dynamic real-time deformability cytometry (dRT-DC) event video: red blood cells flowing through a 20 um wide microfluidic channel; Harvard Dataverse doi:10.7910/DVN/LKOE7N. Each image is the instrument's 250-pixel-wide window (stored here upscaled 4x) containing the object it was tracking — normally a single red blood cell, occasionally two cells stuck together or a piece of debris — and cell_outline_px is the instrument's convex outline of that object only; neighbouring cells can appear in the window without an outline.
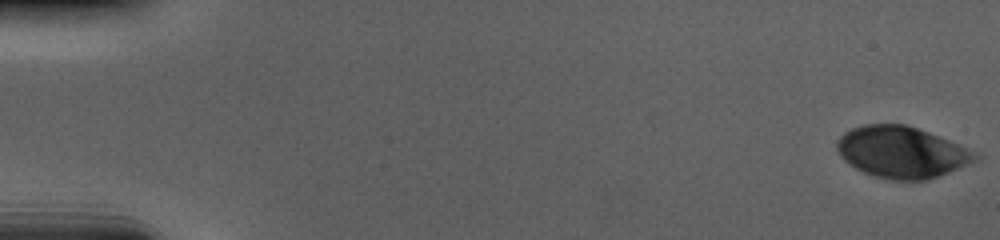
{"species": "human", "species_latin": "Homo sapiens", "temperature_condition": "cold", "stored_images_in_passage": 57, "camera_frame_rate_fps": 3000, "um_per_image_px": 0.085, "donor": {"sex": "male"}, "frame": {"image": 1, "passage_image": 1, "time_ms": 0.0, "image_size_px": [1000, 240], "cell_outline_px": [[980, 156], [976, 160], [968, 164], [948, 172], [924, 180], [892, 180], [876, 176], [864, 172], [848, 164], [840, 156], [836, 148], [836, 140], [844, 132], [852, 128], [864, 124], [904, 124], [928, 132], [948, 140], [976, 152]], "centroid_in_image_um": [76.59, 12.92], "position_along_channel_um": 8.4, "area_um2": 41.1}}
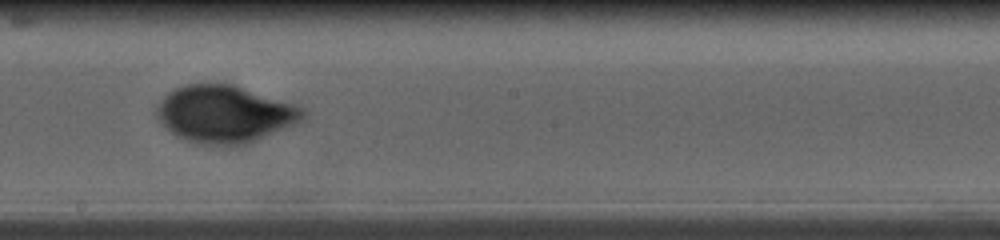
{"frame": {"image": 2, "passage_image": 33, "time_ms": 10.667, "image_size_px": [1000, 240], "cell_outline_px": [[308, 116], [304, 120], [248, 144], [232, 148], [196, 144], [176, 136], [160, 124], [156, 120], [156, 104], [168, 92], [176, 88], [188, 84], [232, 84], [296, 104], [304, 108], [308, 112]], "centroid_in_image_um": [19.1, 9.73], "position_along_channel_um": 229.1, "area_um2": 49.82}}
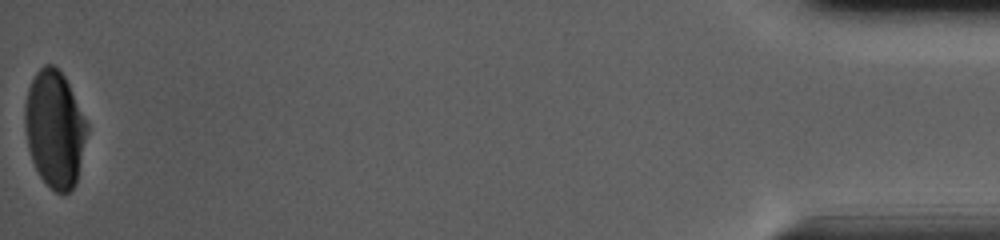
{"frame": {"image": 3, "passage_image": 57, "time_ms": 18.667, "image_size_px": [1000, 240], "cell_outline_px": [[88, 128], [76, 184], [68, 192], [56, 192], [40, 176], [32, 160], [28, 148], [24, 128], [24, 104], [28, 88], [36, 72], [44, 64], [52, 64], [64, 76], [88, 124]], "centroid_in_image_um": [4.63, 10.95], "position_along_channel_um": 430.6, "area_um2": 42.02}, "authors_computed_cell_mechanics": {"area_um2": 45.6042, "velocity_mm_per_s": 3.6718, "shape_relaxation_time_tau1_ms": 4.9789, "shape_relaxation_time_tau2_ms": null, "deformation_change_tau1": 0.1683, "deformation_change_tau2": null}}